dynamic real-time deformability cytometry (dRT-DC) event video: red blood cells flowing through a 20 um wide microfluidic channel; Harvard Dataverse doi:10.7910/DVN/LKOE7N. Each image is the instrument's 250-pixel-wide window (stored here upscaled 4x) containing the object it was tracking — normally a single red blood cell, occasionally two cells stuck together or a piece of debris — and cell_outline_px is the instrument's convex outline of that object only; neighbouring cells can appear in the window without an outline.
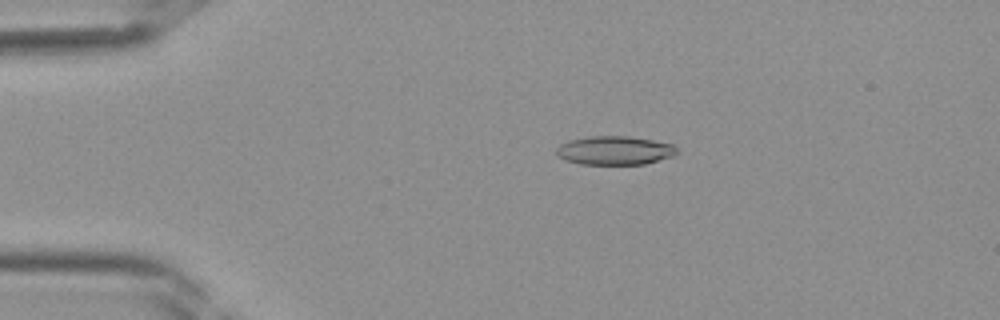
{"species": "Egyptian fruit bat (a non-hibernating species)", "species_latin": "Rousettus aegyptiacus", "temperature_condition": "room temperature", "stored_images_in_passage": 40, "camera_frame_rate_fps": 3000, "um_per_image_px": 0.085, "frame": {"image": 1, "passage_image": 8, "time_ms": 2.333, "image_size_px": [1000, 320], "cell_outline_px": [[676, 156], [644, 164], [580, 164], [564, 160], [556, 156], [556, 148], [560, 144], [568, 140], [588, 136], [628, 136], [652, 140], [672, 144], [676, 148]], "centroid_in_image_um": [52.21, 12.79], "position_along_channel_um": 32.8, "area_um2": 20.35}}
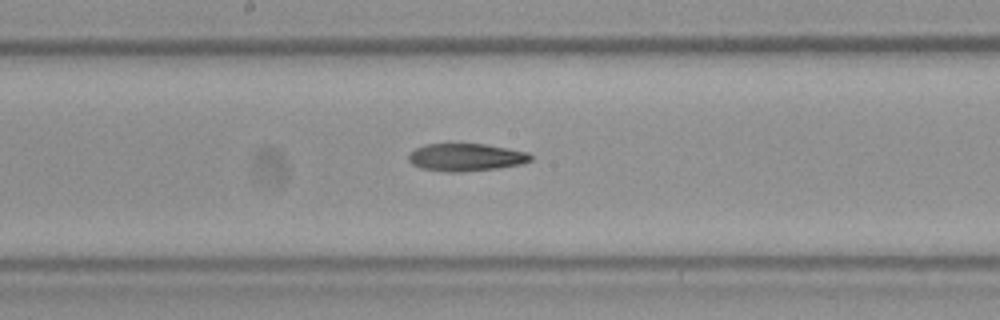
{"frame": {"image": 2, "passage_image": 21, "time_ms": 6.667, "image_size_px": [1000, 320], "cell_outline_px": [[532, 160], [524, 164], [496, 168], [460, 172], [448, 172], [420, 168], [412, 164], [408, 160], [408, 156], [416, 148], [424, 144], [488, 144], [528, 152], [532, 156]], "centroid_in_image_um": [39.63, 13.37], "position_along_channel_um": 208.6, "area_um2": 19.71}}
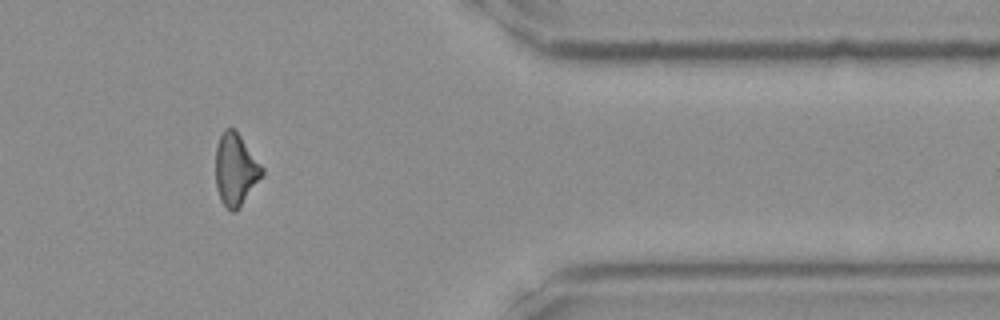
{"frame": {"image": 3, "passage_image": 33, "time_ms": 10.667, "image_size_px": [1000, 320], "cell_outline_px": [[264, 172], [240, 208], [236, 212], [232, 212], [224, 208], [220, 200], [216, 188], [216, 148], [220, 136], [224, 128], [236, 128], [264, 168]], "centroid_in_image_um": [20.02, 14.42], "position_along_channel_um": 391.4, "area_um2": 19.83}}